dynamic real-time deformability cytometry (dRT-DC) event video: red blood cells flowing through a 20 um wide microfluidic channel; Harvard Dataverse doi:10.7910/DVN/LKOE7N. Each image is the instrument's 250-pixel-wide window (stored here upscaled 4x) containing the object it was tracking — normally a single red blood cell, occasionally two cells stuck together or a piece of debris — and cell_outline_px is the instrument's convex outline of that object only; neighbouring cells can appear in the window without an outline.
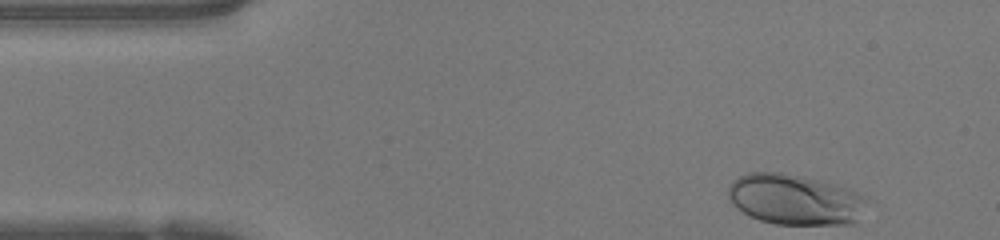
{"species": "human", "species_latin": "Homo sapiens", "temperature_condition": "warm", "stored_images_in_passage": 35, "camera_frame_rate_fps": 3000, "um_per_image_px": 0.085, "donor": {"sex": "female"}, "frame": {"image": 1, "passage_image": 1, "time_ms": 0.0, "image_size_px": [1000, 240], "cell_outline_px": [[860, 200], [852, 224], [776, 224], [760, 220], [748, 216], [732, 204], [728, 196], [728, 188], [732, 180], [748, 172], [780, 172], [800, 176], [816, 180], [840, 188], [856, 196]], "centroid_in_image_um": [67.29, 16.96], "position_along_channel_um": 17.7, "area_um2": 38.9}}
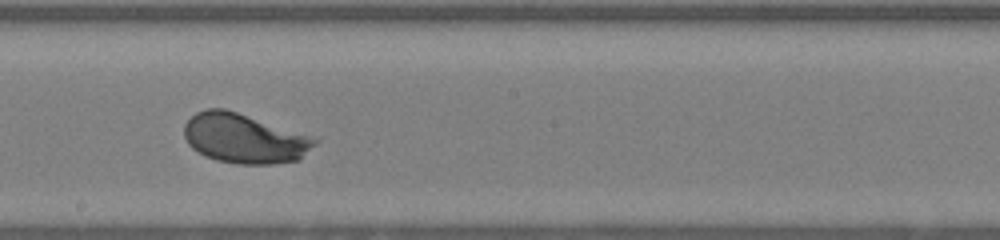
{"frame": {"image": 2, "passage_image": 22, "time_ms": 7.0, "image_size_px": [1000, 240], "cell_outline_px": [[320, 140], [300, 160], [272, 164], [236, 164], [216, 160], [204, 156], [192, 148], [188, 144], [184, 136], [184, 124], [196, 112], [208, 108], [224, 108]], "centroid_in_image_um": [20.72, 11.79], "position_along_channel_um": 227.5, "area_um2": 37.4}}
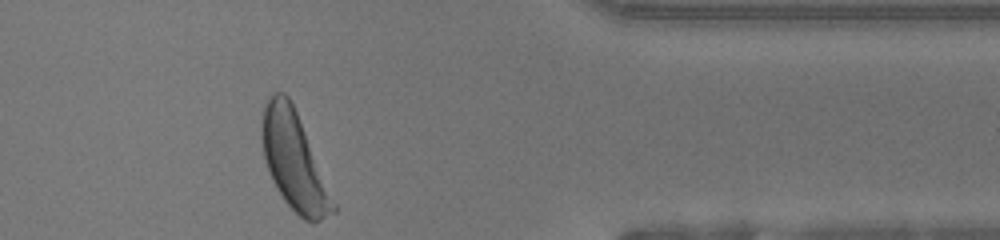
{"frame": {"image": 3, "passage_image": 35, "time_ms": 11.333, "image_size_px": [1000, 240], "cell_outline_px": [[336, 212], [320, 220], [304, 220], [284, 200], [276, 188], [268, 172], [264, 160], [260, 136], [260, 120], [264, 108], [268, 100], [276, 92], [284, 92], [288, 96], [296, 112], [336, 204]], "centroid_in_image_um": [24.95, 13.68], "position_along_channel_um": 386.5, "area_um2": 39.88}, "authors_computed_cell_mechanics": {"area_um2": 37.3966, "velocity_mm_per_s": 4.2131, "shape_relaxation_time_tau1_ms": 1.8258, "shape_relaxation_time_tau2_ms": null, "deformation_change_tau1": 0.1456, "deformation_change_tau2": null}}